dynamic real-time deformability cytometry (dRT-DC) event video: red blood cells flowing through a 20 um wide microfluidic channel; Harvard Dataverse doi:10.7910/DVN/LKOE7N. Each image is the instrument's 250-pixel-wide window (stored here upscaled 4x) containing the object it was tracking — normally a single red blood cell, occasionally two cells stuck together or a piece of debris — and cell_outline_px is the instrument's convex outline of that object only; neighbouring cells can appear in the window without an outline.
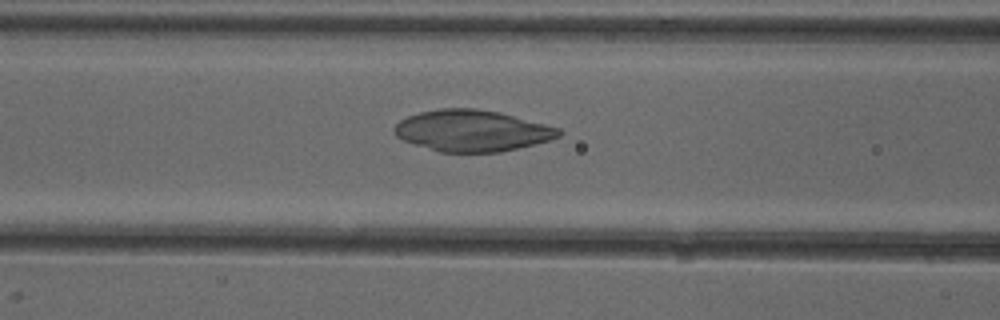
{"species": "common noctule bat (a hibernating species)", "species_latin": "Nyctalus noctula", "temperature_condition": "cold", "stored_images_in_passage": 51, "camera_frame_rate_fps": 3000, "um_per_image_px": 0.085, "animal": {"sex": "female"}, "frame": {"image": 1, "passage_image": 21, "time_ms": 6.667, "image_size_px": [1000, 320], "cell_outline_px": [[564, 132], [560, 136], [548, 140], [500, 152], [440, 152], [404, 140], [396, 136], [392, 128], [400, 120], [408, 116], [420, 112], [440, 108], [476, 108], [500, 112], [560, 128]], "centroid_in_image_um": [40.12, 11.1], "position_along_channel_um": 126.5, "area_um2": 39.42}}
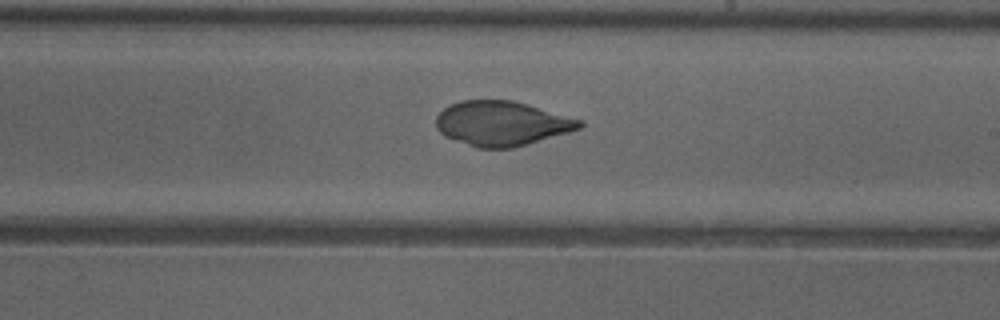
{"frame": {"image": 2, "passage_image": 30, "time_ms": 9.667, "image_size_px": [1000, 320], "cell_outline_px": [[584, 124], [580, 128], [568, 132], [512, 148], [476, 148], [444, 136], [436, 128], [436, 116], [448, 104], [460, 100], [512, 100], [528, 104], [584, 120]], "centroid_in_image_um": [42.63, 10.48], "position_along_channel_um": 246.4, "area_um2": 37.45}}
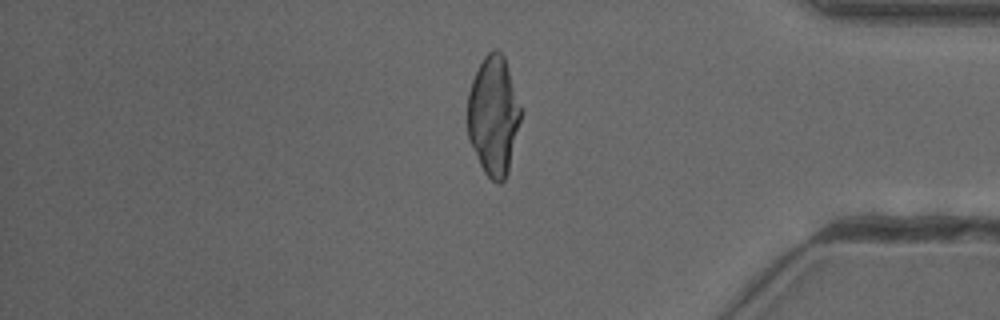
{"frame": {"image": 3, "passage_image": 43, "time_ms": 14.0, "image_size_px": [1000, 320], "cell_outline_px": [[524, 112], [508, 172], [504, 180], [500, 184], [496, 184], [484, 172], [480, 164], [468, 136], [468, 92], [472, 80], [484, 56], [492, 48], [496, 48], [504, 56]], "centroid_in_image_um": [41.99, 9.83], "position_along_channel_um": 393.2, "area_um2": 37.45}}